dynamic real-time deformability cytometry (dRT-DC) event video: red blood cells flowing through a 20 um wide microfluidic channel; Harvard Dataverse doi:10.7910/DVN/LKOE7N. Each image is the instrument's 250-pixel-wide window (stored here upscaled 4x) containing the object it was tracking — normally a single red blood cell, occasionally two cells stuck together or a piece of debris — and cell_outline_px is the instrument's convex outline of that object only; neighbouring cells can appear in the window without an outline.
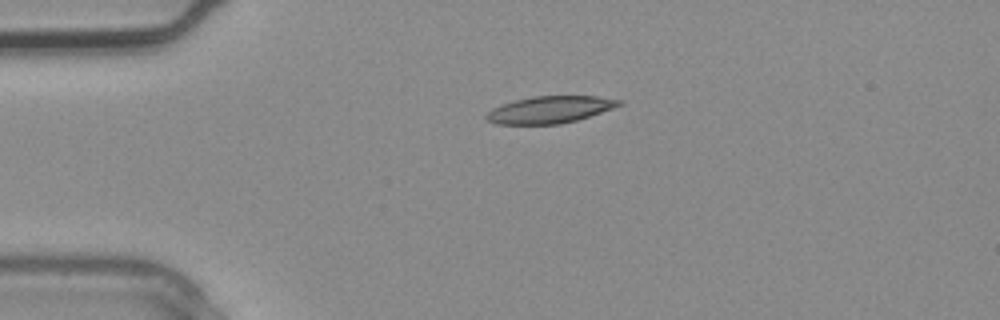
{"species": "common noctule bat (a hibernating species)", "species_latin": "Nyctalus noctula", "temperature_condition": "warm", "stored_images_in_passage": 2, "camera_frame_rate_fps": 3000, "um_per_image_px": 0.085, "animal": {"sex": "male", "body_mass_g": 20.4}, "frame": {"image": 1, "passage_image": 2, "time_ms": 0.333, "image_size_px": [1000, 320], "cell_outline_px": [[624, 104], [576, 120], [560, 124], [496, 124], [488, 120], [484, 116], [492, 108], [516, 100], [532, 96], [596, 96], [624, 100]], "centroid_in_image_um": [46.75, 9.31], "position_along_channel_um": 38.2, "area_um2": 20.69}}